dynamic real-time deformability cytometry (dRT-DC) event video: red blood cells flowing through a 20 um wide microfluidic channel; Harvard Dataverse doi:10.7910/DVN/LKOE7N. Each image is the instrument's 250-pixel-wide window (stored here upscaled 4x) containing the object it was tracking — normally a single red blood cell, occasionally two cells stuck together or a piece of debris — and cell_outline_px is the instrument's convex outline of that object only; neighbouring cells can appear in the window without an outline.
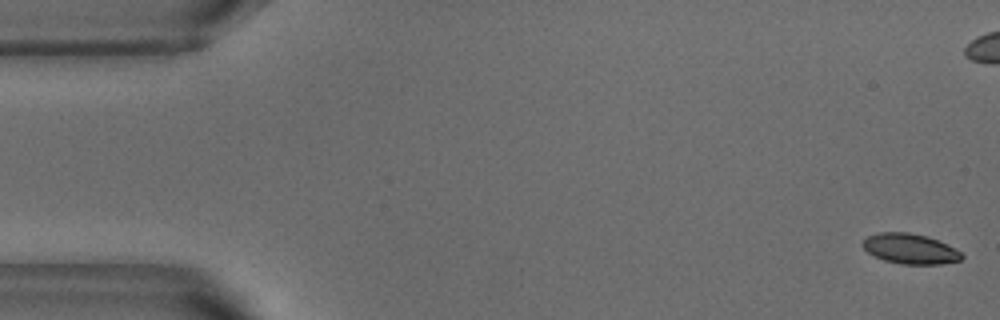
{"species": "common noctule bat (a hibernating species)", "species_latin": "Nyctalus noctula", "temperature_condition": "warm", "stored_images_in_passage": 53, "camera_frame_rate_fps": 3000, "um_per_image_px": 0.085, "animal": {"sex": "male", "body_mass_g": 18.8}, "frame": {"image": 1, "passage_image": 1, "time_ms": 0.0, "image_size_px": [1000, 320], "cell_outline_px": [[964, 256], [960, 260], [940, 264], [900, 264], [884, 260], [868, 252], [860, 244], [868, 236], [880, 232], [908, 232], [928, 236], [960, 252]], "centroid_in_image_um": [77.32, 21.14], "position_along_channel_um": 7.7, "area_um2": 17.17}}
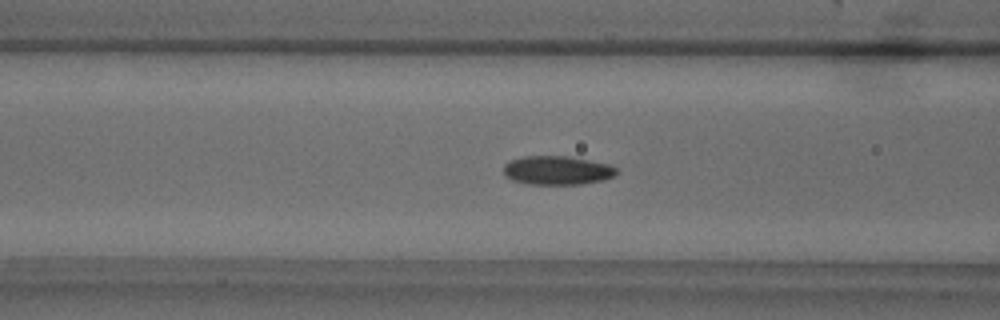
{"frame": {"image": 2, "passage_image": 20, "time_ms": 6.333, "image_size_px": [1000, 320], "cell_outline_px": [[620, 172], [616, 176], [604, 180], [580, 184], [528, 184], [512, 180], [504, 176], [504, 164], [508, 160], [524, 156], [568, 156], [612, 164]], "centroid_in_image_um": [47.39, 14.47], "position_along_channel_um": 119.2, "area_um2": 19.36}}
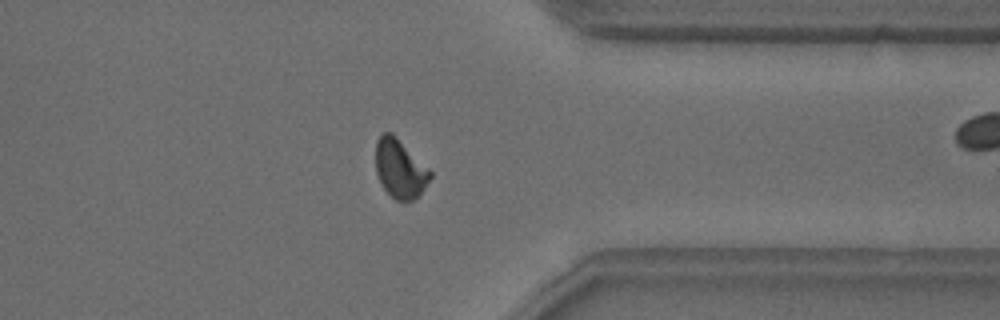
{"frame": {"image": 3, "passage_image": 41, "time_ms": 13.333, "image_size_px": [1000, 320], "cell_outline_px": [[432, 176], [420, 196], [412, 200], [396, 200], [384, 188], [376, 172], [376, 140], [384, 132], [392, 132], [432, 172]], "centroid_in_image_um": [34.01, 14.33], "position_along_channel_um": 377.4, "area_um2": 18.5}, "authors_computed_cell_mechanics": {"area_um2": 18.5538, "velocity_mm_per_s": 3.7988, "shape_relaxation_time_tau1_ms": 4.3413, "shape_relaxation_time_tau2_ms": 1.2904, "deformation_change_tau1": 0.1572, "deformation_change_tau2": 0.0559}}